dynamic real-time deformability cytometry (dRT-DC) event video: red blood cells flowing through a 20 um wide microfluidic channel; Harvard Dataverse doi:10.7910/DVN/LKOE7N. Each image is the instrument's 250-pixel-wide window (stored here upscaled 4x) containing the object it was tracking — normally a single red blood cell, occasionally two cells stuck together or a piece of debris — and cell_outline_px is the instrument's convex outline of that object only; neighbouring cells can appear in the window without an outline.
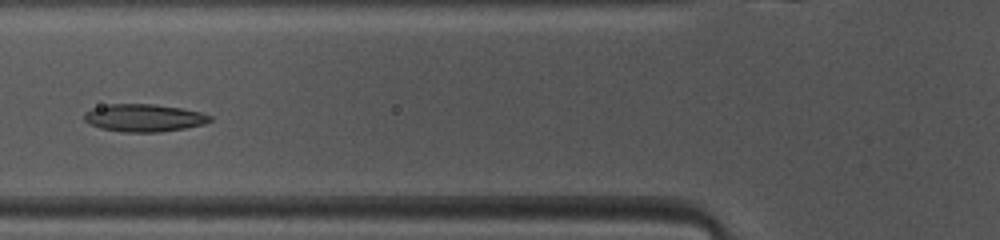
{"species": "common noctule bat (a hibernating species)", "species_latin": "Nyctalus noctula", "temperature_condition": "warm", "stored_images_in_passage": 39, "camera_frame_rate_fps": 3000, "um_per_image_px": 0.085, "animal": {"sex": "female", "body_mass_g": 10.0, "forearm_length_mm": 53.1}, "frame": {"image": 1, "passage_image": 8, "time_ms": 2.333, "image_size_px": [1000, 240], "cell_outline_px": [[212, 120], [204, 124], [184, 128], [160, 132], [124, 132], [100, 128], [84, 120], [84, 112], [92, 108], [108, 104], [156, 104], [180, 108], [200, 112], [212, 116]], "centroid_in_image_um": [12.23, 10.01], "position_along_channel_um": 113.6, "area_um2": 20.17}}
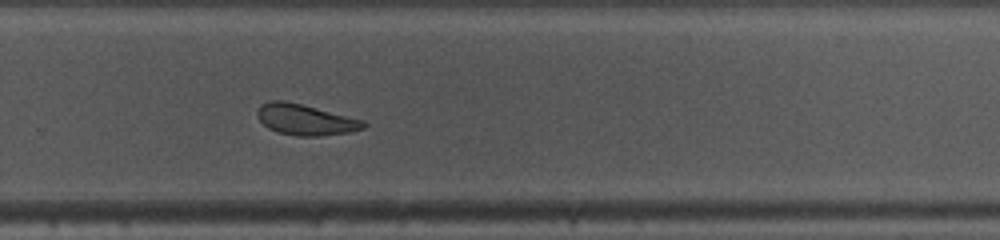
{"frame": {"image": 2, "passage_image": 22, "time_ms": 7.0, "image_size_px": [1000, 240], "cell_outline_px": [[368, 124], [364, 128], [348, 132], [320, 136], [296, 136], [276, 132], [268, 128], [256, 116], [256, 112], [260, 104], [272, 100], [284, 100], [364, 120]], "centroid_in_image_um": [25.93, 10.17], "position_along_channel_um": 303.9, "area_um2": 19.07}}
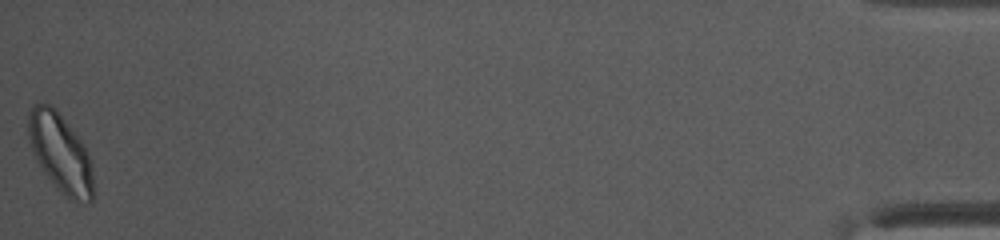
{"frame": {"image": 3, "passage_image": 39, "time_ms": 12.667, "image_size_px": [1000, 240], "cell_outline_px": [[92, 204], [68, 200], [56, 188], [36, 160], [32, 148], [28, 132], [28, 116], [32, 104], [48, 104], [56, 108], [84, 144], [92, 168]], "centroid_in_image_um": [5.14, 13.02], "position_along_channel_um": 430.1, "area_um2": 29.65}, "authors_computed_cell_mechanics": {"area_um2": 20.1722, "velocity_mm_per_s": 4.0792, "shape_relaxation_time_tau1_ms": 8.9846, "shape_relaxation_time_tau2_ms": 5.0883, "deformation_change_tau1": 0.1734, "deformation_change_tau2": 0.1201}}